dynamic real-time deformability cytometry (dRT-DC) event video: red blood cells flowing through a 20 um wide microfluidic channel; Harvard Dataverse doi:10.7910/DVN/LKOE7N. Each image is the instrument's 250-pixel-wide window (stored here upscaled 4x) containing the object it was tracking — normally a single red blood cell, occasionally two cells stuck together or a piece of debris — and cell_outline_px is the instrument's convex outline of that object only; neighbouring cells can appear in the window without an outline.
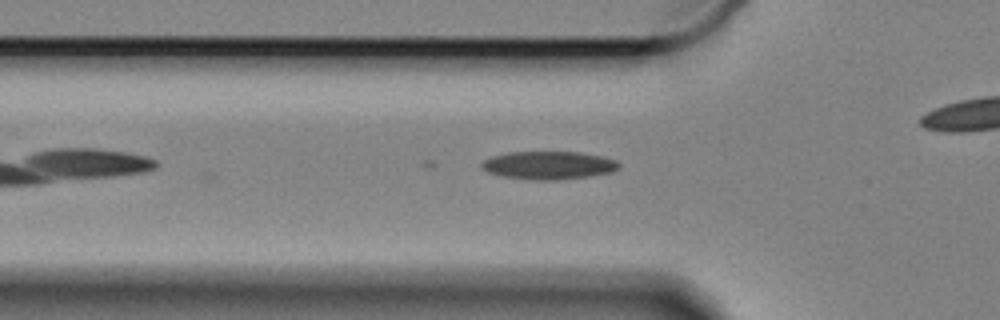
{"species": "Egyptian fruit bat (a non-hibernating species)", "species_latin": "Rousettus aegyptiacus", "temperature_condition": "cold", "stored_images_in_passage": 29, "camera_frame_rate_fps": 3000, "um_per_image_px": 0.085, "animal": {"sex": "female"}, "frame": {"image": 1, "passage_image": 3, "time_ms": 0.667, "image_size_px": [1000, 320], "cell_outline_px": [[620, 168], [612, 172], [588, 176], [552, 180], [536, 180], [504, 176], [488, 172], [480, 164], [484, 160], [492, 156], [508, 152], [580, 152], [600, 156], [616, 160], [620, 164]], "centroid_in_image_um": [46.66, 14.04], "position_along_channel_um": 79.1, "area_um2": 22.2}}
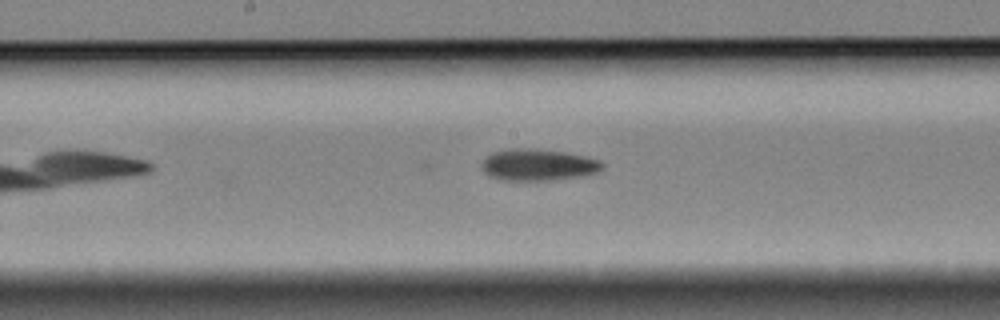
{"frame": {"image": 2, "passage_image": 14, "time_ms": 4.333, "image_size_px": [1000, 320], "cell_outline_px": [[604, 164], [596, 172], [576, 176], [544, 180], [504, 180], [488, 176], [484, 172], [484, 160], [492, 152], [512, 148], [532, 148], [564, 152], [584, 156], [600, 160]], "centroid_in_image_um": [45.71, 13.99], "position_along_channel_um": 202.5, "area_um2": 21.68}}
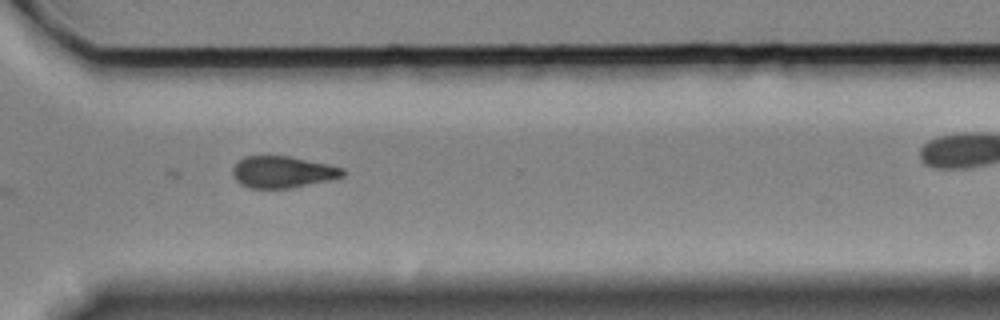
{"frame": {"image": 3, "passage_image": 27, "time_ms": 8.667, "image_size_px": [1000, 320], "cell_outline_px": [[344, 176], [332, 180], [288, 188], [252, 188], [240, 184], [236, 180], [232, 172], [232, 168], [244, 156], [288, 156], [328, 164], [344, 168]], "centroid_in_image_um": [24.04, 14.62], "position_along_channel_um": 346.6, "area_um2": 20.23}}